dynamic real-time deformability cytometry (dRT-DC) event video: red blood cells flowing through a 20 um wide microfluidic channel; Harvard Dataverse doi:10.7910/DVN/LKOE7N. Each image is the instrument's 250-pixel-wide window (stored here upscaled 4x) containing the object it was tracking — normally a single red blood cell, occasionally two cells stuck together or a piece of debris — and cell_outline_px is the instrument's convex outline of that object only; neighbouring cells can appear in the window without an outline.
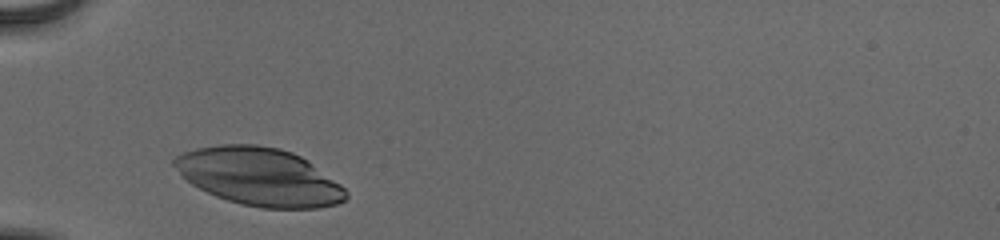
{"species": "human", "species_latin": "Homo sapiens", "temperature_condition": "cold", "stored_images_in_passage": 11, "camera_frame_rate_fps": 3000, "um_per_image_px": 0.085, "donor": {"sex": "male"}, "frame": {"image": 1, "passage_image": 1, "time_ms": 0.0, "image_size_px": [1000, 240], "cell_outline_px": [[348, 196], [344, 200], [336, 204], [320, 208], [260, 208], [240, 204], [216, 196], [192, 184], [180, 176], [172, 164], [172, 160], [176, 156], [184, 152], [196, 148], [220, 144], [256, 144], [280, 148], [292, 152], [300, 156], [340, 184], [348, 192]], "centroid_in_image_um": [22.0, 15.01], "position_along_channel_um": 63.0, "area_um2": 57.74}}
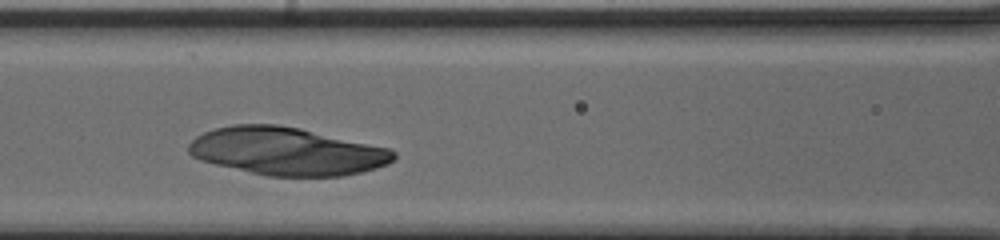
{"frame": {"image": 2, "passage_image": 8, "time_ms": 2.333, "image_size_px": [1000, 240], "cell_outline_px": [[396, 156], [388, 164], [376, 168], [344, 176], [268, 176], [216, 164], [200, 160], [192, 156], [188, 152], [188, 144], [196, 136], [204, 132], [216, 128], [232, 124], [276, 124], [300, 128], [388, 148], [396, 152]], "centroid_in_image_um": [24.36, 12.85], "position_along_channel_um": 142.2, "area_um2": 56.88}}
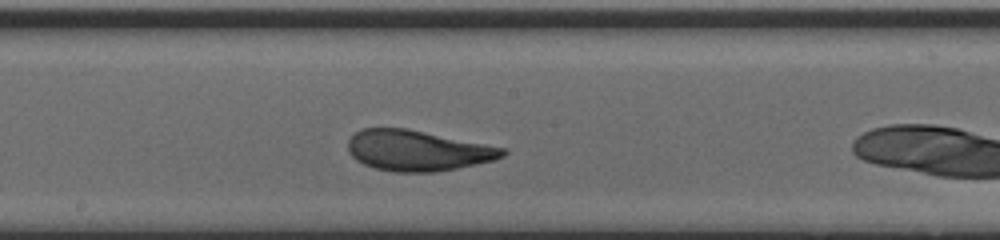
{"frame": {"image": 3, "passage_image": 10, "time_ms": 3.0, "image_size_px": [1000, 240], "cell_outline_px": [[508, 152], [504, 156], [496, 160], [436, 172], [396, 172], [376, 168], [364, 164], [356, 160], [348, 152], [348, 140], [360, 128], [408, 128], [508, 148]], "centroid_in_image_um": [35.53, 12.79], "position_along_channel_um": 212.7, "area_um2": 36.88}}